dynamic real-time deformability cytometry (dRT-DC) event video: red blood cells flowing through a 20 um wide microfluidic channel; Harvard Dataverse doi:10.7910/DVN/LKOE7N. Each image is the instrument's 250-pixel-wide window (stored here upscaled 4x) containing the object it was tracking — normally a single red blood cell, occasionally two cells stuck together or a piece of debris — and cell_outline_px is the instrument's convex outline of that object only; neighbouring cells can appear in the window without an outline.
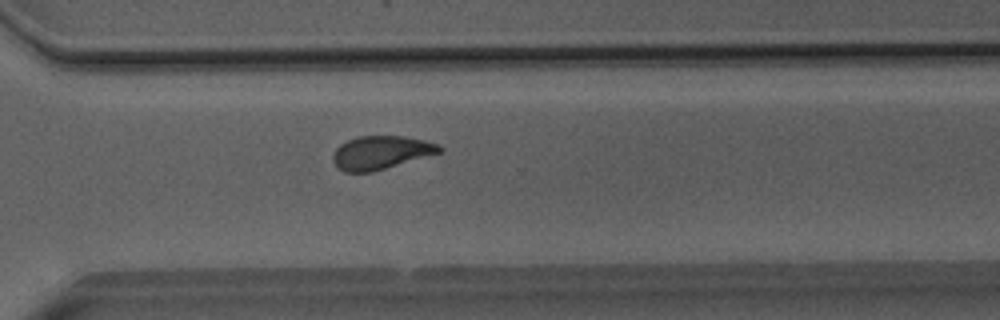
{"species": "Egyptian fruit bat (a non-hibernating species)", "species_latin": "Rousettus aegyptiacus", "temperature_condition": "room temperature", "stored_images_in_passage": 34, "camera_frame_rate_fps": 3000, "um_per_image_px": 0.085, "animal": {"sex": "male"}, "frame": {"image": 1, "passage_image": 24, "time_ms": 7.667, "image_size_px": [1000, 320], "cell_outline_px": [[444, 148], [440, 152], [372, 172], [344, 172], [332, 160], [332, 156], [336, 148], [340, 144], [356, 136], [404, 136], [424, 140], [440, 144]], "centroid_in_image_um": [32.37, 12.95], "position_along_channel_um": 338.2, "area_um2": 20.58}}
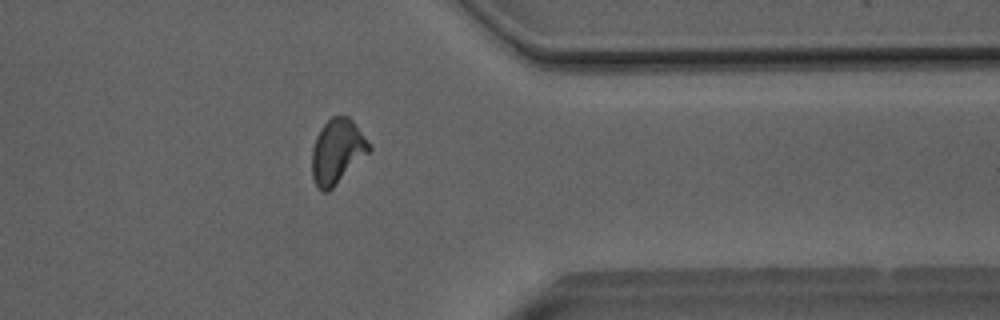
{"frame": {"image": 2, "passage_image": 28, "time_ms": 9.0, "image_size_px": [1000, 320], "cell_outline_px": [[372, 148], [328, 192], [324, 192], [316, 184], [312, 176], [312, 148], [316, 136], [320, 128], [332, 116], [348, 116], [352, 120], [372, 144]], "centroid_in_image_um": [28.66, 12.83], "position_along_channel_um": 382.7, "area_um2": 21.27}, "authors_computed_cell_mechanics": {"area_um2": 21.0103, "velocity_mm_per_s": 4.0552, "shape_relaxation_time_tau1_ms": 5.9696, "shape_relaxation_time_tau2_ms": 1.1969, "deformation_change_tau1": 0.1572, "deformation_change_tau2": 0.0654}}